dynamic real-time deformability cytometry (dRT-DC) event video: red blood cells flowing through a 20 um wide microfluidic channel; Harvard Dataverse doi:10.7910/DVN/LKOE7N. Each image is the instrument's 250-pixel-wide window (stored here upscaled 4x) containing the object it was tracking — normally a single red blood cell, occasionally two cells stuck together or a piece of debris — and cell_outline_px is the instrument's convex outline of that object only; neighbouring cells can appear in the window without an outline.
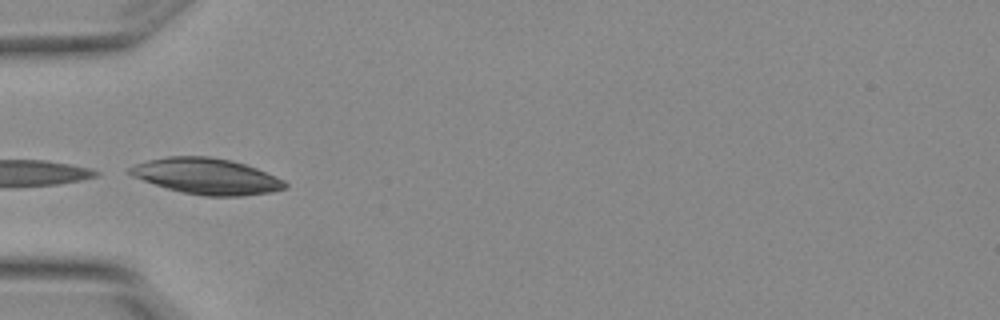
{"species": "Egyptian fruit bat (a non-hibernating species)", "species_latin": "Rousettus aegyptiacus", "temperature_condition": "warm", "stored_images_in_passage": 5, "camera_frame_rate_fps": 3000, "um_per_image_px": 0.085, "animal": {"sex": "female"}, "frame": {"image": 1, "passage_image": 3, "time_ms": 0.667, "image_size_px": [1000, 320], "cell_outline_px": [[288, 188], [272, 192], [244, 196], [204, 196], [184, 192], [168, 188], [132, 176], [124, 172], [128, 168], [136, 164], [148, 160], [168, 156], [208, 156], [232, 160], [256, 168], [284, 180], [288, 184]], "centroid_in_image_um": [17.58, 14.98], "position_along_channel_um": 67.4, "area_um2": 32.48}}
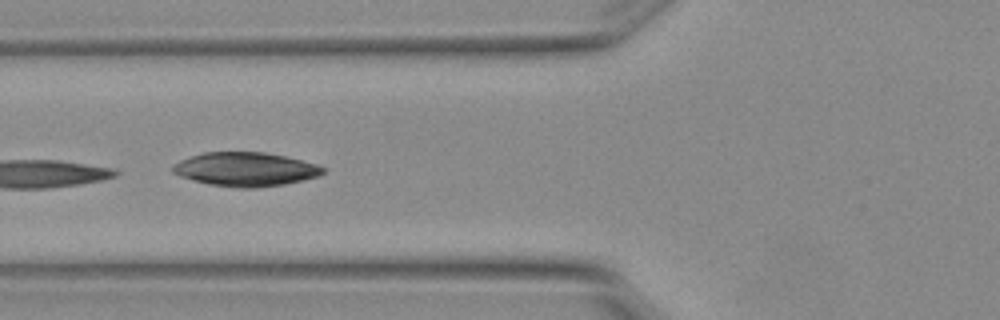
{"frame": {"image": 2, "passage_image": 4, "time_ms": 1.0, "image_size_px": [1000, 320], "cell_outline_px": [[324, 172], [320, 176], [304, 180], [284, 184], [256, 188], [240, 188], [208, 184], [180, 176], [172, 172], [172, 168], [180, 160], [204, 152], [264, 152], [284, 156], [316, 164], [324, 168]], "centroid_in_image_um": [20.88, 14.39], "position_along_channel_um": 104.9, "area_um2": 29.48}}
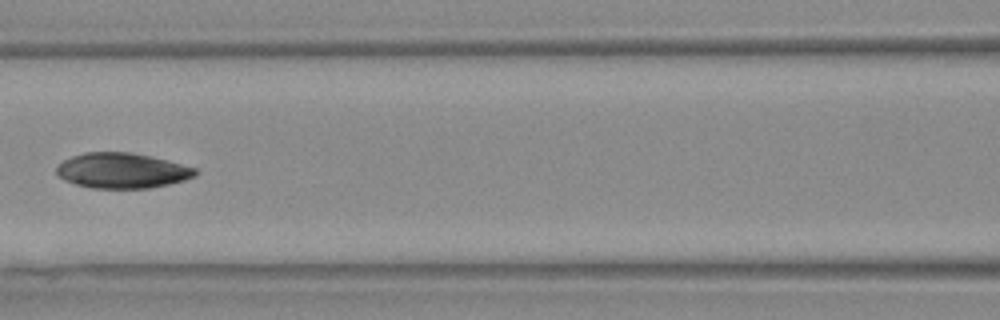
{"frame": {"image": 3, "passage_image": 5, "time_ms": 1.333, "image_size_px": [1000, 320], "cell_outline_px": [[196, 176], [184, 180], [168, 184], [148, 188], [92, 188], [76, 184], [64, 180], [56, 172], [56, 168], [64, 160], [72, 156], [84, 152], [128, 152], [168, 160], [196, 168]], "centroid_in_image_um": [10.37, 14.5], "position_along_channel_um": 156.2, "area_um2": 28.32}}